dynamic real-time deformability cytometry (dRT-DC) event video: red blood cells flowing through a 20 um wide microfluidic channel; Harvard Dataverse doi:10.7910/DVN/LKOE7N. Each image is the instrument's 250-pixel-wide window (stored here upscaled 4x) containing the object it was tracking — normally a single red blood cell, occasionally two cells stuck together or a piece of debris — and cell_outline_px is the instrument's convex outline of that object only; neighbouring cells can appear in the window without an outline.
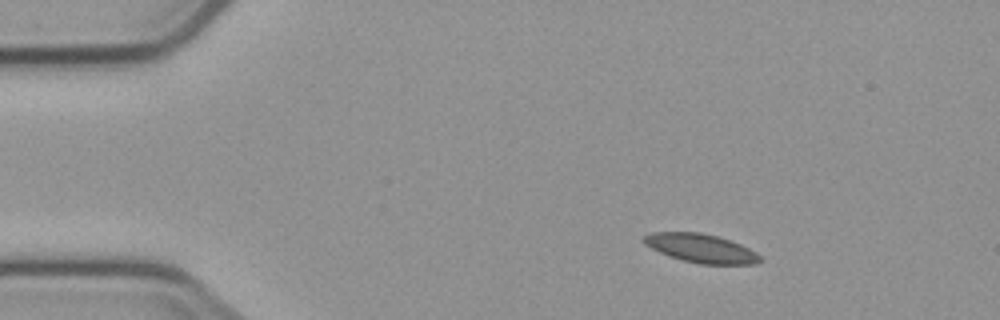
{"species": "common noctule bat (a hibernating species)", "species_latin": "Nyctalus noctula", "temperature_condition": "cold", "stored_images_in_passage": 5, "camera_frame_rate_fps": 3000, "um_per_image_px": 0.085, "animal": {"sex": "male", "body_mass_g": 23.1, "forearm_length_mm": 52.7}, "frame": {"image": 1, "passage_image": 2, "time_ms": 1.0, "image_size_px": [1000, 320], "cell_outline_px": [[764, 260], [756, 264], [700, 264], [668, 256], [644, 244], [640, 240], [640, 236], [652, 232], [700, 232], [720, 236], [740, 244], [756, 252]], "centroid_in_image_um": [59.56, 21.09], "position_along_channel_um": 25.4, "area_um2": 19.71}}
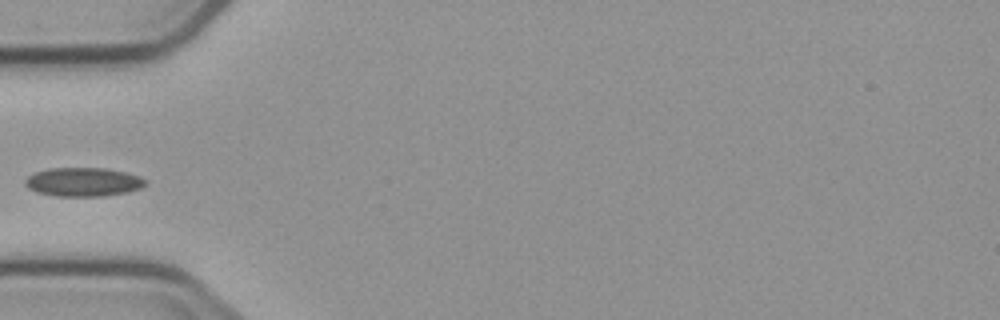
{"frame": {"image": 2, "passage_image": 5, "time_ms": 4.333, "image_size_px": [1000, 320], "cell_outline_px": [[148, 184], [140, 188], [128, 192], [104, 196], [56, 196], [36, 192], [28, 188], [24, 184], [24, 180], [28, 176], [36, 172], [48, 168], [108, 168], [140, 176], [148, 180]], "centroid_in_image_um": [7.1, 15.47], "position_along_channel_um": 77.9, "area_um2": 20.4}}